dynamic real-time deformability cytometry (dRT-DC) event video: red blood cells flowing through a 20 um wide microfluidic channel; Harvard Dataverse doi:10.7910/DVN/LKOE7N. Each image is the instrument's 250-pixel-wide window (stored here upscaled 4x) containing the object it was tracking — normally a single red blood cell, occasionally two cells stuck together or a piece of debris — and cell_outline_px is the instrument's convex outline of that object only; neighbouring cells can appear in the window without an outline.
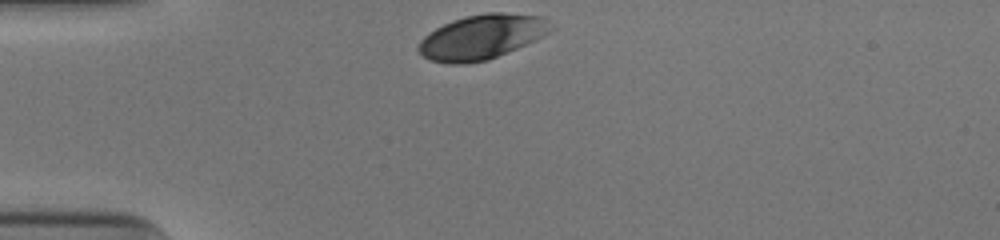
{"species": "human", "species_latin": "Homo sapiens", "temperature_condition": "cold", "stored_images_in_passage": 29, "camera_frame_rate_fps": 3000, "um_per_image_px": 0.085, "donor": {"sex": "male"}, "frame": {"image": 1, "passage_image": 1, "time_ms": 0.0, "image_size_px": [1000, 240], "cell_outline_px": [[556, 28], [516, 48], [488, 60], [460, 64], [448, 64], [428, 60], [416, 48], [420, 40], [428, 32], [452, 20], [464, 16], [488, 12], [500, 12], [544, 16]], "centroid_in_image_um": [40.92, 3.13], "position_along_channel_um": 44.1, "area_um2": 34.39}}
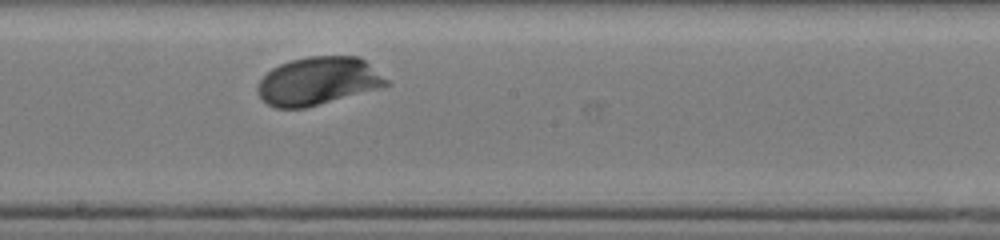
{"frame": {"image": 2, "passage_image": 17, "time_ms": 5.333, "image_size_px": [1000, 240], "cell_outline_px": [[392, 84], [304, 108], [276, 108], [268, 104], [256, 92], [256, 88], [260, 80], [272, 68], [280, 64], [292, 60], [308, 56], [360, 56], [388, 80]], "centroid_in_image_um": [27.02, 6.88], "position_along_channel_um": 221.2, "area_um2": 35.6}}
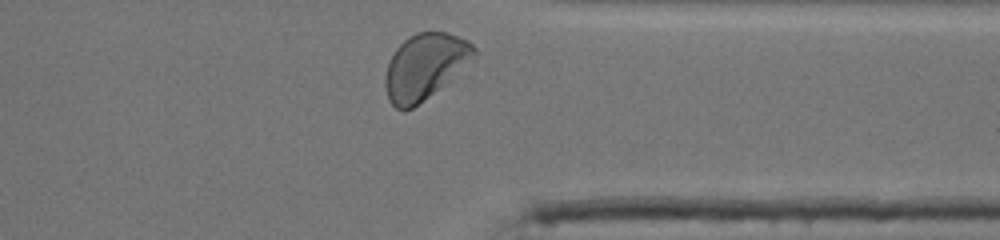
{"frame": {"image": 3, "passage_image": 29, "time_ms": 9.333, "image_size_px": [1000, 240], "cell_outline_px": [[476, 52], [472, 56], [432, 92], [412, 108], [404, 112], [396, 108], [388, 100], [384, 88], [384, 76], [388, 64], [396, 48], [408, 36], [416, 32], [448, 32], [468, 40], [476, 48]], "centroid_in_image_um": [36.0, 5.62], "position_along_channel_um": 375.4, "area_um2": 32.83}, "authors_computed_cell_mechanics": {"area_um2": 34.391, "velocity_mm_per_s": 3.8799, "shape_relaxation_time_tau1_ms": 1.6007, "shape_relaxation_time_tau2_ms": null, "deformation_change_tau1": 0.106, "deformation_change_tau2": null}}